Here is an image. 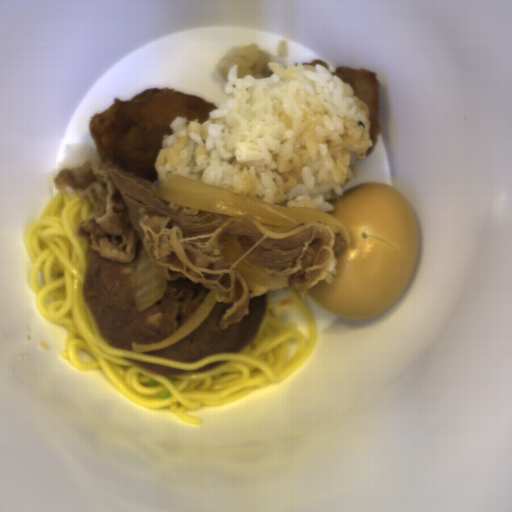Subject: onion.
I'll return each instance as SVG.
<instances>
[{
	"mask_svg": "<svg viewBox=\"0 0 512 512\" xmlns=\"http://www.w3.org/2000/svg\"><path fill=\"white\" fill-rule=\"evenodd\" d=\"M130 279L134 289L137 313H142L159 302L167 289L168 280L153 272L150 255L144 246L137 261L136 270L131 272Z\"/></svg>",
	"mask_w": 512,
	"mask_h": 512,
	"instance_id": "obj_2",
	"label": "onion"
},
{
	"mask_svg": "<svg viewBox=\"0 0 512 512\" xmlns=\"http://www.w3.org/2000/svg\"><path fill=\"white\" fill-rule=\"evenodd\" d=\"M214 290H210L200 306L172 334L154 344H137L132 340L131 349L136 353L154 352L175 344L189 335L203 323L218 303L214 300Z\"/></svg>",
	"mask_w": 512,
	"mask_h": 512,
	"instance_id": "obj_3",
	"label": "onion"
},
{
	"mask_svg": "<svg viewBox=\"0 0 512 512\" xmlns=\"http://www.w3.org/2000/svg\"><path fill=\"white\" fill-rule=\"evenodd\" d=\"M153 197L229 217L247 215L267 225L297 227L316 221L326 224L333 233H340L347 245L352 242L345 224L323 209L279 206L177 173L159 182Z\"/></svg>",
	"mask_w": 512,
	"mask_h": 512,
	"instance_id": "obj_1",
	"label": "onion"
}]
</instances>
